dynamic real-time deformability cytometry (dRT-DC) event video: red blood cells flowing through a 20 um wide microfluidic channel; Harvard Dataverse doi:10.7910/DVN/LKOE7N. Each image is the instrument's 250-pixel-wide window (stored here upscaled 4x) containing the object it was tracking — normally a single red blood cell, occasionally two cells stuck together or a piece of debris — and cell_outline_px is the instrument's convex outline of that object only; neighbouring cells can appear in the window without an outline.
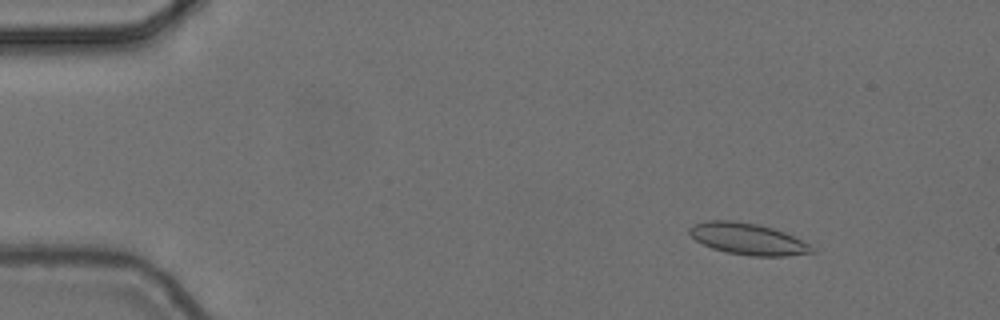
{"species": "common noctule bat (a hibernating species)", "species_latin": "Nyctalus noctula", "temperature_condition": "cold", "stored_images_in_passage": 4, "camera_frame_rate_fps": 3000, "um_per_image_px": 0.085, "animal": {"sex": "female", "body_mass_g": 24.6, "forearm_length_mm": 56.2}, "frame": {"image": 1, "passage_image": 1, "time_ms": 0.0, "image_size_px": [1000, 320], "cell_outline_px": [[816, 252], [788, 256], [752, 256], [728, 252], [712, 248], [696, 240], [688, 232], [688, 228], [692, 224], [708, 220], [732, 220], [756, 224], [772, 228], [784, 232], [808, 244]], "centroid_in_image_um": [63.53, 20.3], "position_along_channel_um": 21.5, "area_um2": 22.25}}
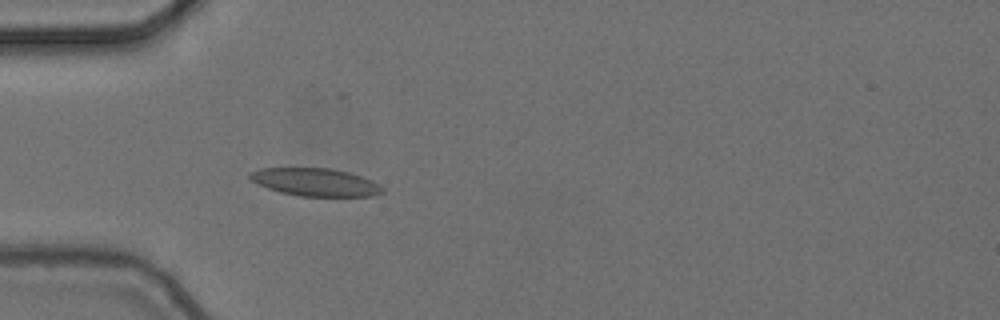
{"frame": {"image": 2, "passage_image": 4, "time_ms": 1.0, "image_size_px": [1000, 320], "cell_outline_px": [[384, 192], [372, 196], [300, 196], [280, 192], [268, 188], [252, 180], [248, 176], [248, 172], [260, 168], [332, 168], [348, 172], [372, 180], [380, 184], [384, 188]], "centroid_in_image_um": [26.82, 15.48], "position_along_channel_um": 58.2, "area_um2": 21.5}}